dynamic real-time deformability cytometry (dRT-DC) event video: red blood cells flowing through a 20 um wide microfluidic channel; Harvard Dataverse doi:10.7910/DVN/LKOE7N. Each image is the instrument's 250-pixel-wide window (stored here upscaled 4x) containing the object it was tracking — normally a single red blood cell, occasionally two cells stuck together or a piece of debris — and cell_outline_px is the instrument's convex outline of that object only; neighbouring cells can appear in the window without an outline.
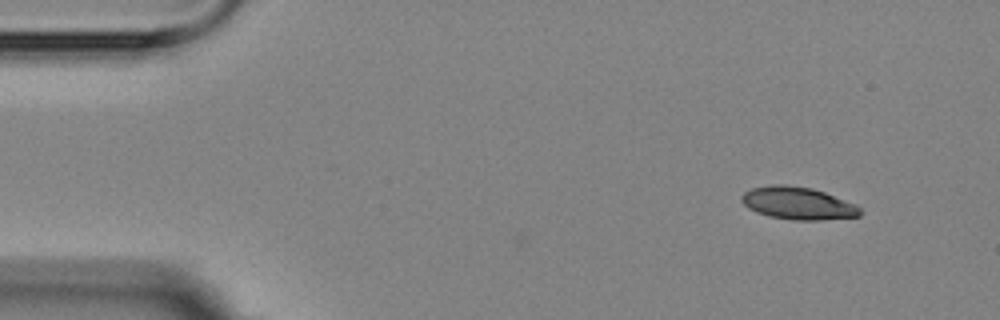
{"species": "Egyptian fruit bat (a non-hibernating species)", "species_latin": "Rousettus aegyptiacus", "temperature_condition": "room temperature", "stored_images_in_passage": 2, "camera_frame_rate_fps": 3000, "um_per_image_px": 0.085, "animal": {"sex": "female"}, "frame": {"image": 1, "passage_image": 2, "time_ms": 1.0, "image_size_px": [1000, 320], "cell_outline_px": [[864, 212], [860, 216], [820, 220], [792, 220], [768, 216], [756, 212], [748, 208], [740, 200], [740, 196], [744, 192], [752, 188], [772, 184], [784, 184], [812, 188], [824, 192], [856, 204]], "centroid_in_image_um": [67.82, 17.28], "position_along_channel_um": 17.2, "area_um2": 22.66}}